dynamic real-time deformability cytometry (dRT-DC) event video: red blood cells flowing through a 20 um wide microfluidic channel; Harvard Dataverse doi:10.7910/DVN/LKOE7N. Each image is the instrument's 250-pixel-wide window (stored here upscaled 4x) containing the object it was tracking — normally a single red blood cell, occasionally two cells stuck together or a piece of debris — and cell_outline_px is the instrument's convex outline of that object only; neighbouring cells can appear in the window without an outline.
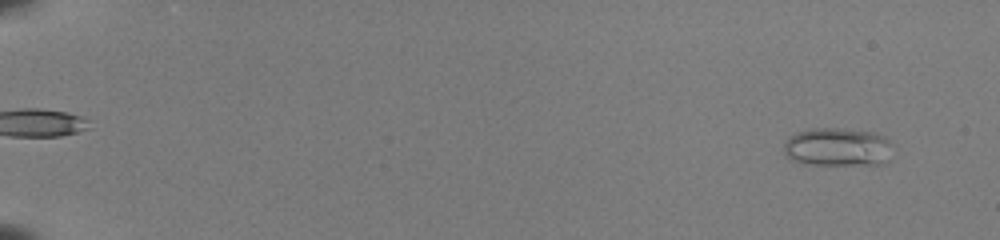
{"species": "common noctule bat (a hibernating species)", "species_latin": "Nyctalus noctula", "temperature_condition": "room temperature", "stored_images_in_passage": 53, "camera_frame_rate_fps": 3000, "um_per_image_px": 0.085, "animal": {"sex": "female", "body_mass_g": 22.0, "forearm_length_mm": 56.7}, "frame": {"image": 1, "passage_image": 4, "time_ms": 1.0, "image_size_px": [1000, 240], "cell_outline_px": [[892, 144], [888, 160], [884, 164], [812, 164], [792, 160], [784, 152], [784, 140], [788, 136], [796, 132], [812, 128], [840, 128], [872, 132], [884, 136]], "centroid_in_image_um": [71.18, 12.48], "position_along_channel_um": 13.8, "area_um2": 24.39}}
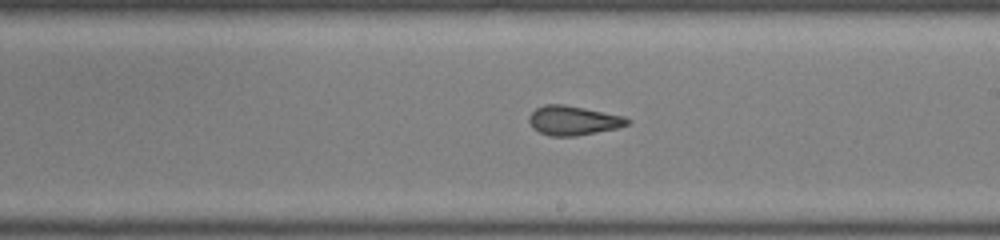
{"frame": {"image": 2, "passage_image": 34, "time_ms": 11.0, "image_size_px": [1000, 240], "cell_outline_px": [[632, 120], [628, 124], [616, 128], [576, 136], [552, 136], [540, 132], [532, 128], [528, 120], [528, 116], [536, 108], [544, 104], [564, 104], [624, 116]], "centroid_in_image_um": [48.7, 10.23], "position_along_channel_um": 240.3, "area_um2": 16.76}}
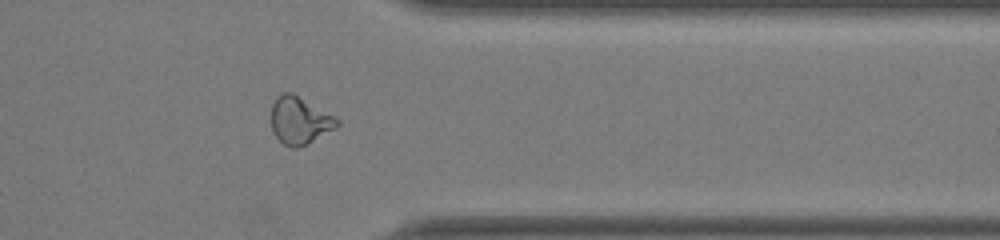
{"frame": {"image": 3, "passage_image": 45, "time_ms": 14.667, "image_size_px": [1000, 240], "cell_outline_px": [[340, 124], [336, 128], [308, 144], [296, 148], [292, 148], [284, 144], [272, 132], [272, 104], [276, 96], [284, 92], [292, 92], [340, 120]], "centroid_in_image_um": [25.47, 10.25], "position_along_channel_um": 385.9, "area_um2": 18.09}, "authors_computed_cell_mechanics": {"area_um2": 18.496, "velocity_mm_per_s": 4.0253, "shape_relaxation_time_tau1_ms": null, "shape_relaxation_time_tau2_ms": 1.0751, "deformation_change_tau1": null, "deformation_change_tau2": 0.0869}}